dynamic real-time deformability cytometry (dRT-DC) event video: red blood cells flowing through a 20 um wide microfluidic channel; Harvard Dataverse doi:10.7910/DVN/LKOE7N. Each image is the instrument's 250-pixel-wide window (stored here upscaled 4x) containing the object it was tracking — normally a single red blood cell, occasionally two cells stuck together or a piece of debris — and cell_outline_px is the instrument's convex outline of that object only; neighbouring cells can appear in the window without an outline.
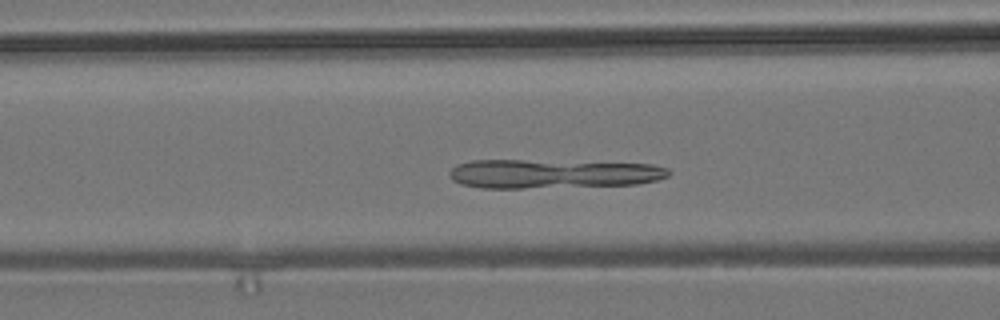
{"species": "common noctule bat (a hibernating species)", "species_latin": "Nyctalus noctula", "temperature_condition": "room temperature", "stored_images_in_passage": 38, "camera_frame_rate_fps": 3000, "um_per_image_px": 0.085, "animal": {"sex": "male", "body_mass_g": 19.2, "forearm_length_mm": 51.8}, "frame": {"image": 1, "passage_image": 16, "time_ms": 5.0, "image_size_px": [1000, 320], "cell_outline_px": [[672, 172], [668, 176], [656, 180], [636, 184], [524, 188], [484, 188], [460, 184], [452, 180], [448, 172], [456, 164], [472, 160], [524, 160], [652, 164], [668, 168]], "centroid_in_image_um": [46.94, 14.77], "position_along_channel_um": 119.7, "area_um2": 36.99}}
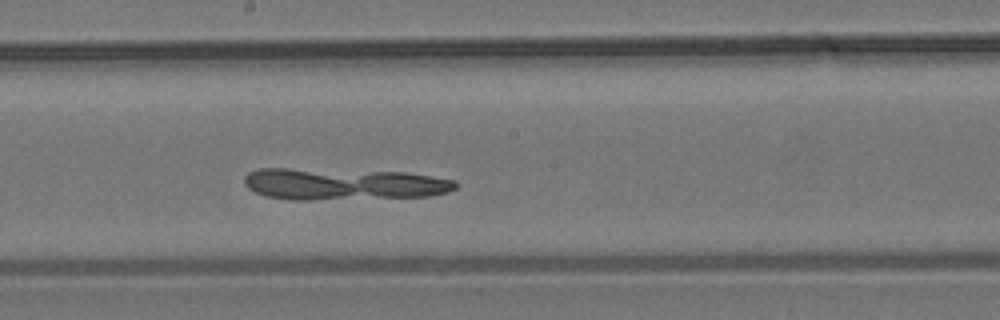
{"frame": {"image": 2, "passage_image": 24, "time_ms": 7.667, "image_size_px": [1000, 320], "cell_outline_px": [[460, 184], [456, 188], [448, 192], [428, 196], [308, 200], [292, 200], [264, 196], [248, 188], [244, 184], [244, 176], [248, 172], [260, 168], [288, 168], [404, 172], [432, 176], [456, 180]], "centroid_in_image_um": [29.17, 15.64], "position_along_channel_um": 219.0, "area_um2": 39.25}}
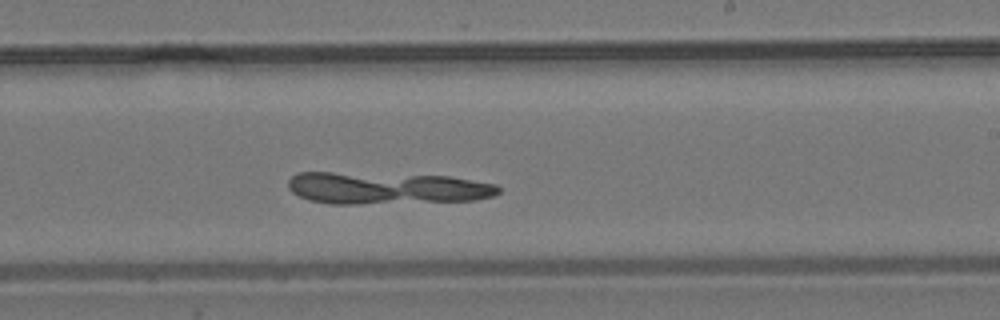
{"frame": {"image": 3, "passage_image": 27, "time_ms": 8.667, "image_size_px": [1000, 320], "cell_outline_px": [[500, 192], [492, 196], [476, 200], [360, 204], [328, 204], [308, 200], [292, 192], [288, 188], [288, 180], [296, 172], [332, 172], [448, 176], [496, 184], [500, 188]], "centroid_in_image_um": [32.81, 15.99], "position_along_channel_um": 256.2, "area_um2": 39.36}}